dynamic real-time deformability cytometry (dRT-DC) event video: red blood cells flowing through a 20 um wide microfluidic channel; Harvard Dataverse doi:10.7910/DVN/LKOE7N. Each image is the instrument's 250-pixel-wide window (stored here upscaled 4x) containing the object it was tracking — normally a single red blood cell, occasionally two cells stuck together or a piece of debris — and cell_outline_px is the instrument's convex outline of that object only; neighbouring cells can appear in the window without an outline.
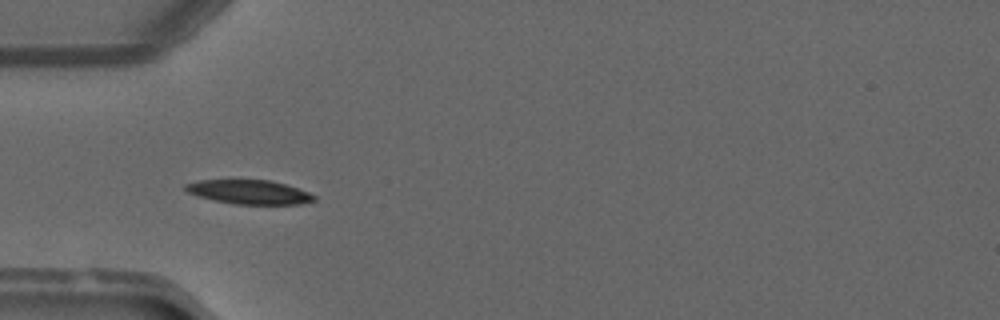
{"species": "common noctule bat (a hibernating species)", "species_latin": "Nyctalus noctula", "temperature_condition": "warm", "stored_images_in_passage": 38, "camera_frame_rate_fps": 3000, "um_per_image_px": 0.085, "animal": {"sex": "male", "forearm_length_mm": 52.5}, "frame": {"image": 1, "passage_image": 4, "time_ms": 1.0, "image_size_px": [1000, 320], "cell_outline_px": [[316, 200], [300, 204], [236, 204], [196, 196], [188, 192], [184, 188], [184, 184], [200, 180], [268, 180], [284, 184], [308, 192], [316, 196]], "centroid_in_image_um": [21.17, 16.32], "position_along_channel_um": 63.8, "area_um2": 17.86}}
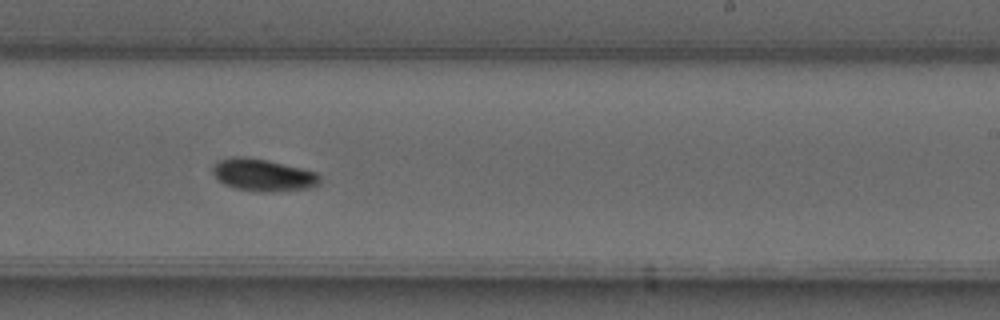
{"frame": {"image": 2, "passage_image": 19, "time_ms": 6.0, "image_size_px": [1000, 320], "cell_outline_px": [[320, 184], [312, 188], [268, 192], [260, 192], [236, 188], [224, 184], [212, 172], [212, 168], [220, 160], [232, 156], [240, 156], [264, 160], [300, 168], [316, 172], [320, 176]], "centroid_in_image_um": [22.39, 14.89], "position_along_channel_um": 266.6, "area_um2": 19.83}}
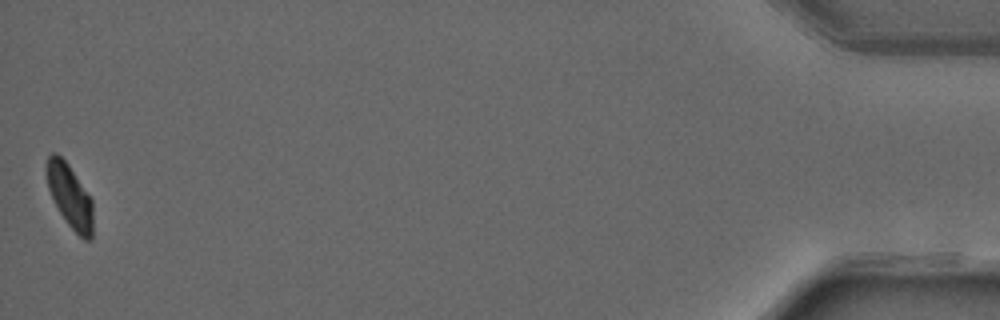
{"frame": {"image": 3, "passage_image": 38, "time_ms": 12.333, "image_size_px": [1000, 320], "cell_outline_px": [[92, 240], [84, 240], [68, 224], [60, 212], [48, 188], [44, 172], [44, 168], [48, 156], [52, 152], [56, 152], [68, 164], [92, 200]], "centroid_in_image_um": [5.9, 16.63], "position_along_channel_um": 429.3, "area_um2": 17.05}, "authors_computed_cell_mechanics": {"area_um2": 18.9006, "velocity_mm_per_s": 4.0883, "shape_relaxation_time_tau1_ms": 6.4949, "shape_relaxation_time_tau2_ms": 7.3352, "deformation_change_tau1": 0.1937, "deformation_change_tau2": 0.0657}}